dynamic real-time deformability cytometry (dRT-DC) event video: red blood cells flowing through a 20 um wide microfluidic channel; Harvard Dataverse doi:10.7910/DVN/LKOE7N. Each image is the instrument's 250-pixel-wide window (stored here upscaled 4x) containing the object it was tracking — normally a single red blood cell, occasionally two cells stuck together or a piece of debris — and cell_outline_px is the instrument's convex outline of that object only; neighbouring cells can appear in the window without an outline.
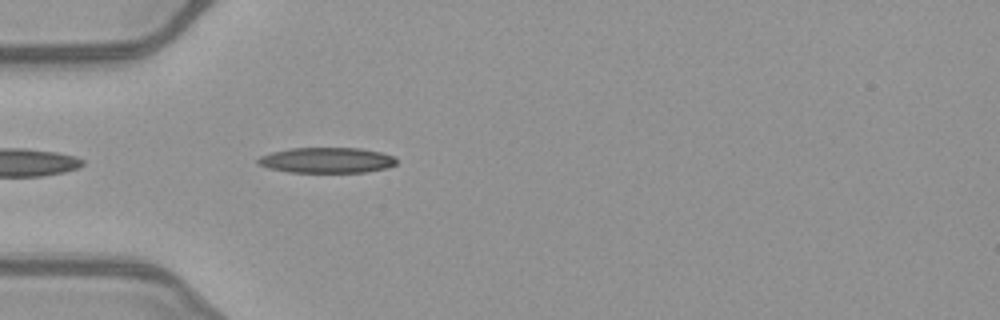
{"species": "common noctule bat (a hibernating species)", "species_latin": "Nyctalus noctula", "temperature_condition": "warm", "stored_images_in_passage": 33, "camera_frame_rate_fps": 3000, "um_per_image_px": 0.085, "animal": {"sex": "female", "body_mass_g": 21.9}, "frame": {"image": 1, "passage_image": 2, "time_ms": 0.333, "image_size_px": [1000, 320], "cell_outline_px": [[396, 164], [388, 168], [364, 172], [288, 172], [268, 168], [256, 164], [256, 160], [260, 156], [272, 152], [292, 148], [360, 148], [380, 152], [392, 156], [396, 160]], "centroid_in_image_um": [27.74, 13.62], "position_along_channel_um": 57.3, "area_um2": 20.58}}
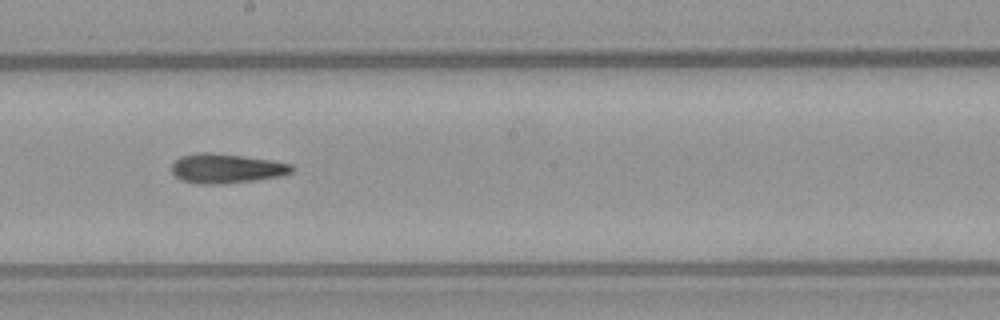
{"frame": {"image": 2, "passage_image": 15, "time_ms": 4.667, "image_size_px": [1000, 320], "cell_outline_px": [[296, 168], [292, 172], [284, 176], [256, 180], [220, 184], [196, 184], [180, 180], [172, 172], [172, 164], [180, 156], [196, 152], [212, 152], [272, 160], [292, 164]], "centroid_in_image_um": [19.26, 14.32], "position_along_channel_um": 228.9, "area_um2": 20.98}}
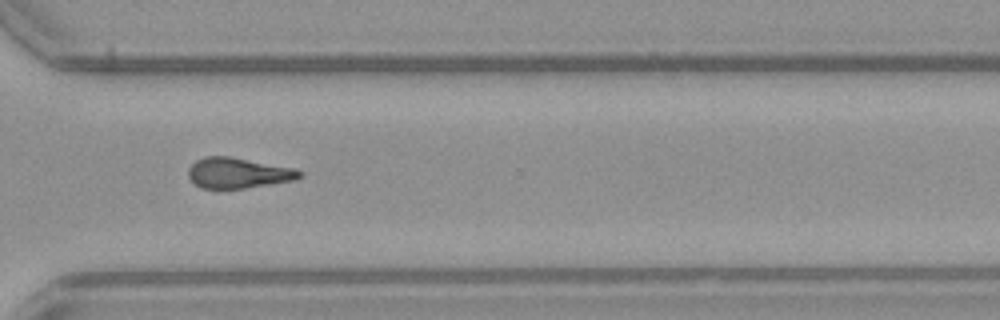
{"frame": {"image": 3, "passage_image": 24, "time_ms": 7.667, "image_size_px": [1000, 320], "cell_outline_px": [[304, 176], [296, 180], [244, 188], [200, 188], [188, 176], [188, 168], [196, 160], [204, 156], [228, 156], [296, 168], [304, 172]], "centroid_in_image_um": [20.29, 14.69], "position_along_channel_um": 350.3, "area_um2": 19.88}, "authors_computed_cell_mechanics": {"area_um2": 20.0566, "velocity_mm_per_s": 4.0586, "shape_relaxation_time_tau1_ms": null, "shape_relaxation_time_tau2_ms": 2.589, "deformation_change_tau1": null, "deformation_change_tau2": 0.1351}}